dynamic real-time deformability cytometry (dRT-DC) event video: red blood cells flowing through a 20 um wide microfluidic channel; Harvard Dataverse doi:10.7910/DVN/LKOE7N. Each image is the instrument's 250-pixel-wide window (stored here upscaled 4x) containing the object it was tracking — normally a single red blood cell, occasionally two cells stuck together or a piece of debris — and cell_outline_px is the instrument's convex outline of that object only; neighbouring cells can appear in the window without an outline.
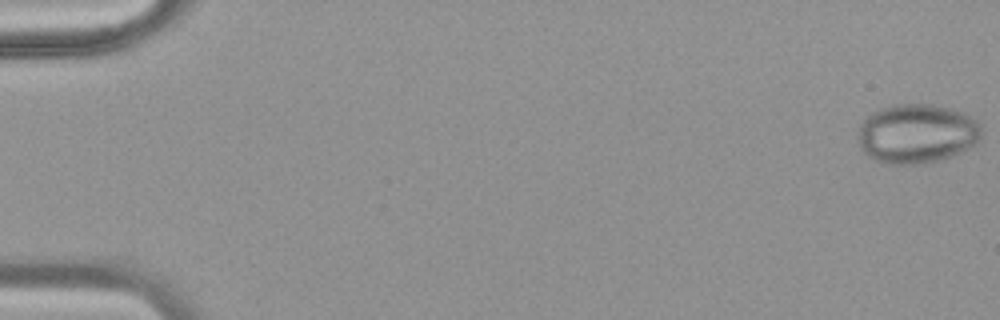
{"species": "common noctule bat (a hibernating species)", "species_latin": "Nyctalus noctula", "temperature_condition": "warm", "stored_images_in_passage": 9, "camera_frame_rate_fps": 3000, "um_per_image_px": 0.085, "animal": {"sex": "female", "body_mass_g": 18.4}, "frame": {"image": 1, "passage_image": 1, "time_ms": 0.0, "image_size_px": [1000, 320], "cell_outline_px": [[980, 136], [976, 144], [952, 156], [940, 160], [924, 164], [888, 164], [876, 160], [868, 156], [860, 148], [856, 136], [860, 124], [872, 112], [880, 108], [892, 104], [932, 104], [952, 108], [964, 112], [972, 116], [980, 124]], "centroid_in_image_um": [77.91, 11.35], "position_along_channel_um": 7.1, "area_um2": 43.23}}